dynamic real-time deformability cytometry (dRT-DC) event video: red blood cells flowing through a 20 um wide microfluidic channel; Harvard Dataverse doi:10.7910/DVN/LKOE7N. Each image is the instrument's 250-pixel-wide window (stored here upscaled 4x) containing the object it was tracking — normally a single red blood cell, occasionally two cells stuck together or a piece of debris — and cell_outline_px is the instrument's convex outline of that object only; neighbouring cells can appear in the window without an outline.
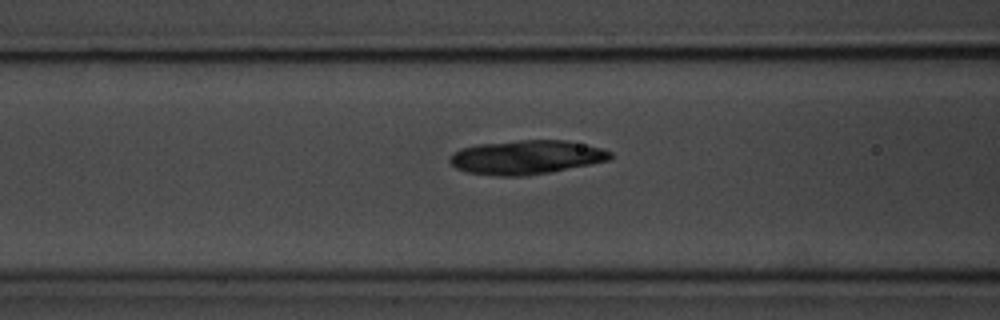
{"species": "common noctule bat (a hibernating species)", "species_latin": "Nyctalus noctula", "temperature_condition": "room temperature", "stored_images_in_passage": 6, "camera_frame_rate_fps": 3000, "um_per_image_px": 0.085, "animal": {"sex": "male", "body_mass_g": 20.1, "forearm_length_mm": 53.5}, "frame": {"image": 1, "passage_image": 6, "time_ms": 6.667, "image_size_px": [1000, 320], "cell_outline_px": [[612, 156], [608, 160], [548, 172], [524, 176], [500, 176], [468, 172], [456, 168], [448, 160], [452, 152], [460, 148], [476, 144], [520, 140], [564, 140], [600, 148], [612, 152]], "centroid_in_image_um": [44.66, 13.36], "position_along_channel_um": 121.9, "area_um2": 31.5}}